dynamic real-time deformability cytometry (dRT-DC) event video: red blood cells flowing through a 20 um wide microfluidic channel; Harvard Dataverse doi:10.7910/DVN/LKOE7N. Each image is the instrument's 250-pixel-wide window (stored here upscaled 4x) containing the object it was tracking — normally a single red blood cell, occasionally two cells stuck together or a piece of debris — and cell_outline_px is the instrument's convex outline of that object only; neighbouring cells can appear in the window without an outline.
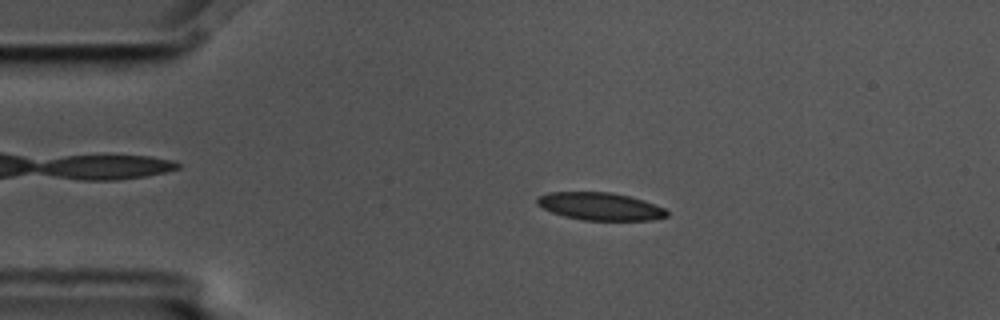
{"species": "common noctule bat (a hibernating species)", "species_latin": "Nyctalus noctula", "temperature_condition": "cold", "stored_images_in_passage": 3, "camera_frame_rate_fps": 3000, "um_per_image_px": 0.085, "animal": {"sex": "male", "body_mass_g": 17.5, "forearm_length_mm": 52.3}, "frame": {"image": 1, "passage_image": 2, "time_ms": 0.333, "image_size_px": [1000, 320], "cell_outline_px": [[668, 216], [652, 220], [584, 220], [564, 216], [552, 212], [536, 204], [536, 200], [540, 196], [548, 192], [612, 192], [644, 200], [664, 208], [668, 212]], "centroid_in_image_um": [51.02, 17.54], "position_along_channel_um": 34.0, "area_um2": 20.81}}